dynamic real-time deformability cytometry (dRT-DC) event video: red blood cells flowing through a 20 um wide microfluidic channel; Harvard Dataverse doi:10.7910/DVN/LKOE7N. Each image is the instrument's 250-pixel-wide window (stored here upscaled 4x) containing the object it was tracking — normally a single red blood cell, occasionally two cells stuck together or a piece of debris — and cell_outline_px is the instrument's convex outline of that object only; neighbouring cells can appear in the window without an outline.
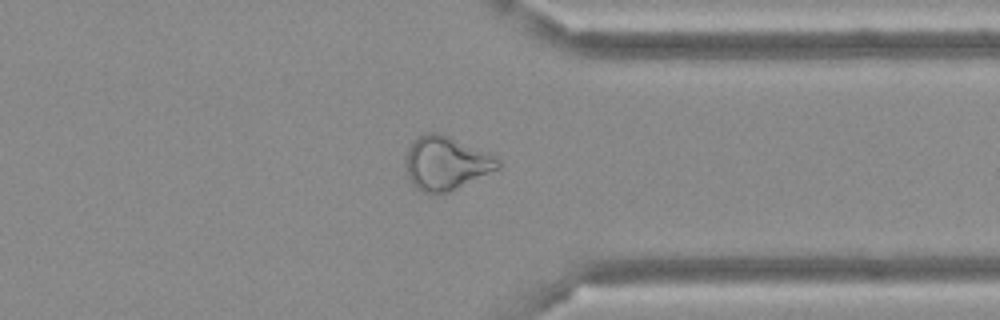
{"species": "Egyptian fruit bat (a non-hibernating species)", "species_latin": "Rousettus aegyptiacus", "temperature_condition": "cold", "stored_images_in_passage": 43, "camera_frame_rate_fps": 3000, "um_per_image_px": 0.085, "frame": {"image": 1, "passage_image": 31, "time_ms": 10.0, "image_size_px": [1000, 320], "cell_outline_px": [[500, 168], [448, 192], [432, 196], [416, 188], [412, 184], [408, 176], [404, 164], [404, 160], [408, 148], [424, 132], [436, 132], [448, 136], [500, 156]], "centroid_in_image_um": [37.92, 13.88], "position_along_channel_um": 373.5, "area_um2": 29.19}}